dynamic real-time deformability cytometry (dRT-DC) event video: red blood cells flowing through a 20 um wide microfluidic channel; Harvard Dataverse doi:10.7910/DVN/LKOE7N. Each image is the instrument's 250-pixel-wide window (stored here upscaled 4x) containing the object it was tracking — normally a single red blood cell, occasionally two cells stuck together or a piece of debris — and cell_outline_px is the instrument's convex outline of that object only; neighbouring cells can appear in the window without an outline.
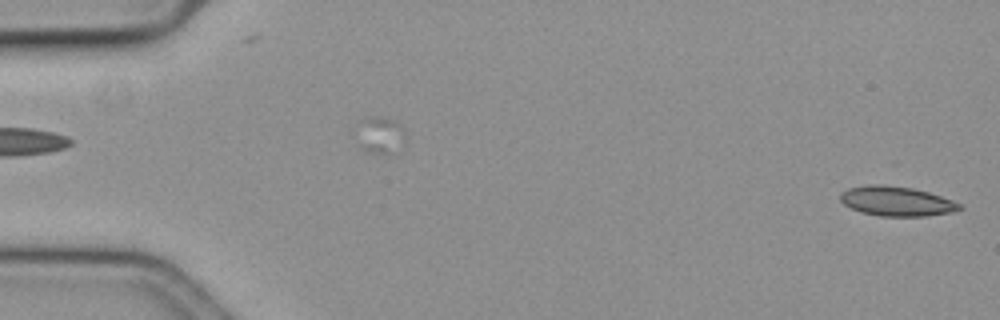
{"species": "common noctule bat (a hibernating species)", "species_latin": "Nyctalus noctula", "temperature_condition": "cold", "stored_images_in_passage": 58, "camera_frame_rate_fps": 3000, "um_per_image_px": 0.085, "animal": {"sex": "female", "body_mass_g": 19.3, "forearm_length_mm": 54.1}, "frame": {"image": 1, "passage_image": 1, "time_ms": 0.0, "image_size_px": [1000, 320], "cell_outline_px": [[964, 208], [952, 212], [928, 216], [880, 216], [860, 212], [844, 204], [840, 200], [840, 192], [848, 188], [876, 184], [912, 188], [928, 192], [952, 200], [960, 204]], "centroid_in_image_um": [76.2, 17.11], "position_along_channel_um": 8.8, "area_um2": 20.46}}
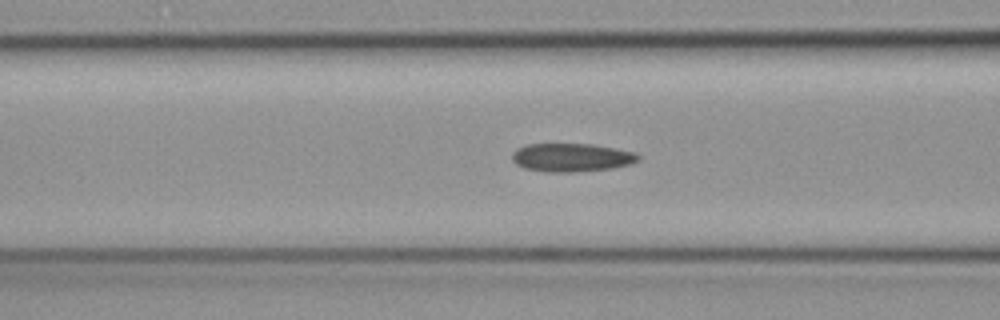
{"frame": {"image": 2, "passage_image": 23, "time_ms": 7.333, "image_size_px": [1000, 320], "cell_outline_px": [[640, 160], [632, 164], [612, 168], [572, 172], [548, 172], [524, 168], [516, 164], [512, 160], [512, 152], [516, 148], [528, 144], [592, 144], [616, 148], [636, 152], [640, 156]], "centroid_in_image_um": [48.6, 13.38], "position_along_channel_um": 118.0, "area_um2": 21.04}}
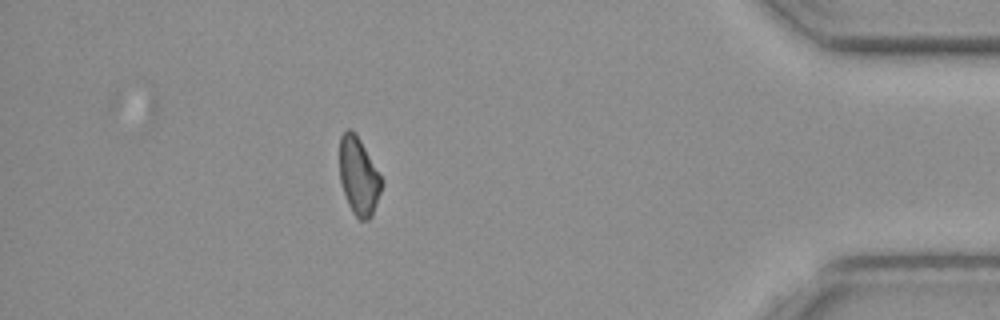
{"frame": {"image": 3, "passage_image": 51, "time_ms": 16.667, "image_size_px": [1000, 320], "cell_outline_px": [[384, 180], [372, 216], [368, 220], [360, 220], [352, 212], [348, 204], [340, 184], [340, 136], [348, 128], [352, 128], [356, 132]], "centroid_in_image_um": [30.49, 14.95], "position_along_channel_um": 404.7, "area_um2": 19.25}, "authors_computed_cell_mechanics": {"area_um2": 20.4612, "velocity_mm_per_s": 3.5912, "shape_relaxation_time_tau1_ms": 7.8728, "shape_relaxation_time_tau2_ms": 8.991, "deformation_change_tau1": 0.1174, "deformation_change_tau2": 0.1789}}